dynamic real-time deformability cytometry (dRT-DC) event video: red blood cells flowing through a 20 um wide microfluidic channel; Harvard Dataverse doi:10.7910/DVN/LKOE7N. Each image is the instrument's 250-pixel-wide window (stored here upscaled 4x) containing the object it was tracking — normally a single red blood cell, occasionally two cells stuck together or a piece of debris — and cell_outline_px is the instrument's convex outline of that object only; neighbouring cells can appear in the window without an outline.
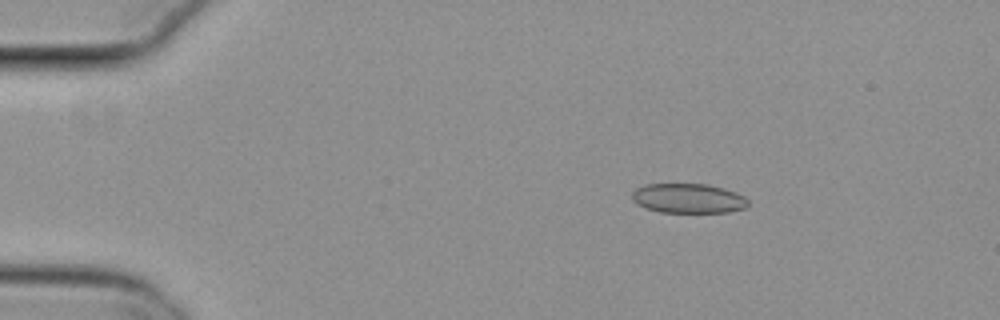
{"species": "common noctule bat (a hibernating species)", "species_latin": "Nyctalus noctula", "temperature_condition": "cold", "stored_images_in_passage": 31, "camera_frame_rate_fps": 3000, "um_per_image_px": 0.085, "animal": {"sex": "female", "body_mass_g": 29.2, "forearm_length_mm": 56.3}, "frame": {"image": 1, "passage_image": 5, "time_ms": 1.333, "image_size_px": [1000, 320], "cell_outline_px": [[748, 204], [744, 208], [728, 212], [660, 212], [644, 208], [636, 204], [632, 200], [632, 192], [636, 188], [644, 184], [708, 184], [724, 188], [736, 192], [744, 196], [748, 200]], "centroid_in_image_um": [58.47, 16.85], "position_along_channel_um": 26.5, "area_um2": 20.17}}
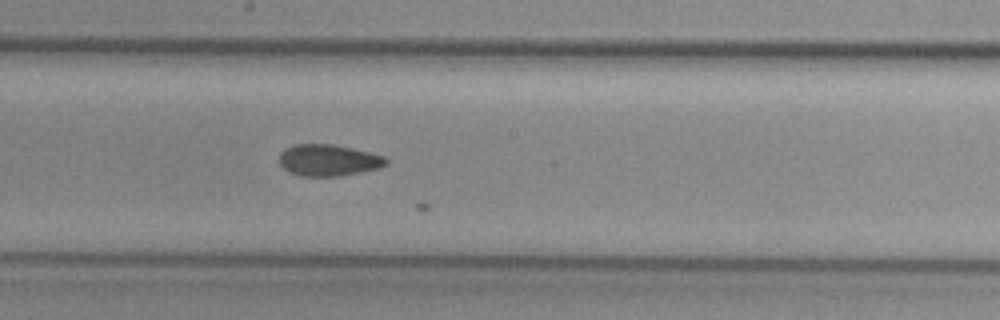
{"frame": {"image": 2, "passage_image": 26, "time_ms": 8.333, "image_size_px": [1000, 320], "cell_outline_px": [[388, 164], [380, 168], [340, 176], [300, 176], [284, 168], [280, 164], [280, 152], [296, 144], [332, 144], [352, 148], [384, 156], [388, 160]], "centroid_in_image_um": [27.95, 13.62], "position_along_channel_um": 220.2, "area_um2": 19.48}}
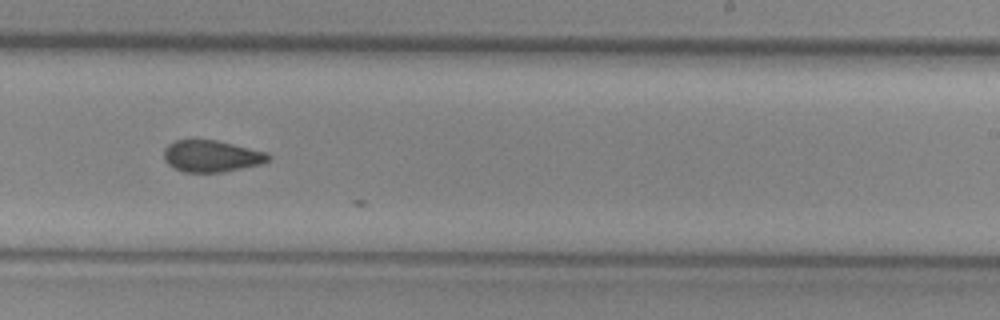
{"frame": {"image": 3, "passage_image": 30, "time_ms": 9.667, "image_size_px": [1000, 320], "cell_outline_px": [[272, 156], [268, 160], [260, 164], [224, 172], [184, 172], [172, 168], [164, 160], [164, 148], [168, 144], [176, 140], [216, 140], [268, 152]], "centroid_in_image_um": [17.97, 13.27], "position_along_channel_um": 271.0, "area_um2": 19.36}}